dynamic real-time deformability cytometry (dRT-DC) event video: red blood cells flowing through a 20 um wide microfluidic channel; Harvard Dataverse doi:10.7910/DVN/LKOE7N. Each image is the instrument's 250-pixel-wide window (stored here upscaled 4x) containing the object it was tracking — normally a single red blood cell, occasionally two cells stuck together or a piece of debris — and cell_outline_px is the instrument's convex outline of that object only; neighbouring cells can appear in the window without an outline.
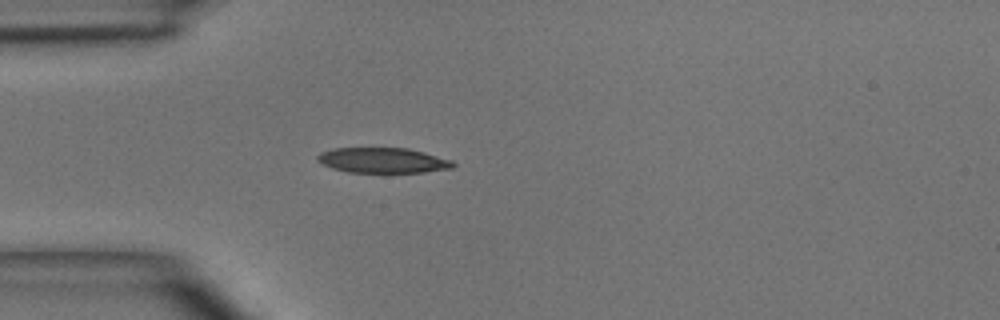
{"species": "common noctule bat (a hibernating species)", "species_latin": "Nyctalus noctula", "temperature_condition": "room temperature", "stored_images_in_passage": 1, "camera_frame_rate_fps": 3000, "um_per_image_px": 0.085, "animal": {"sex": "male", "body_mass_g": 15.6}, "frame": {"image": 1, "passage_image": 1, "time_ms": 0.0, "image_size_px": [1000, 320], "cell_outline_px": [[456, 164], [452, 168], [424, 172], [348, 172], [332, 168], [320, 164], [316, 160], [316, 156], [320, 152], [336, 148], [408, 148], [424, 152], [452, 160]], "centroid_in_image_um": [32.51, 13.63], "position_along_channel_um": 52.5, "area_um2": 20.0}}